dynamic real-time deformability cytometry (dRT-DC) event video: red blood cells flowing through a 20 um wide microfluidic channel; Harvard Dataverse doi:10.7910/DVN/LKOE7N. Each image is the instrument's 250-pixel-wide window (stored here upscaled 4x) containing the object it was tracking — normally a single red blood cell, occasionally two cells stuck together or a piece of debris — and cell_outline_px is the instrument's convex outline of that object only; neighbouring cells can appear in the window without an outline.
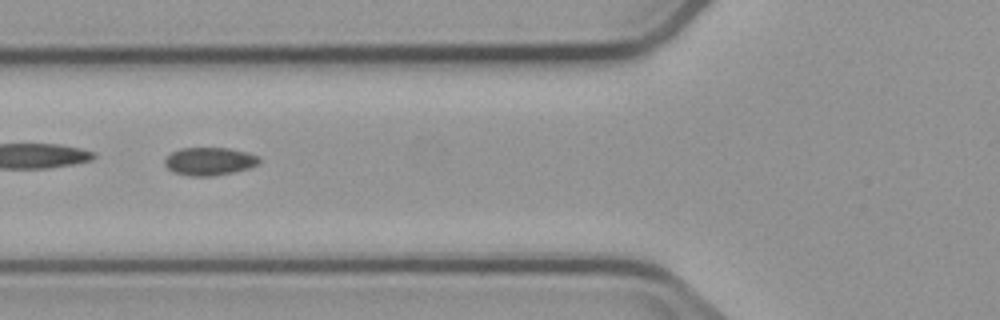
{"species": "common noctule bat (a hibernating species)", "species_latin": "Nyctalus noctula", "temperature_condition": "cold", "stored_images_in_passage": 7, "camera_frame_rate_fps": 3000, "um_per_image_px": 0.085, "animal": {"sex": "male", "body_mass_g": 23.1, "forearm_length_mm": 52.7}, "frame": {"image": 1, "passage_image": 3, "time_ms": 2.333, "image_size_px": [1000, 320], "cell_outline_px": [[260, 160], [256, 164], [248, 168], [232, 172], [212, 176], [188, 176], [172, 172], [164, 164], [164, 160], [172, 152], [180, 148], [228, 148], [248, 152], [256, 156]], "centroid_in_image_um": [17.75, 13.71], "position_along_channel_um": 108.0, "area_um2": 15.26}}
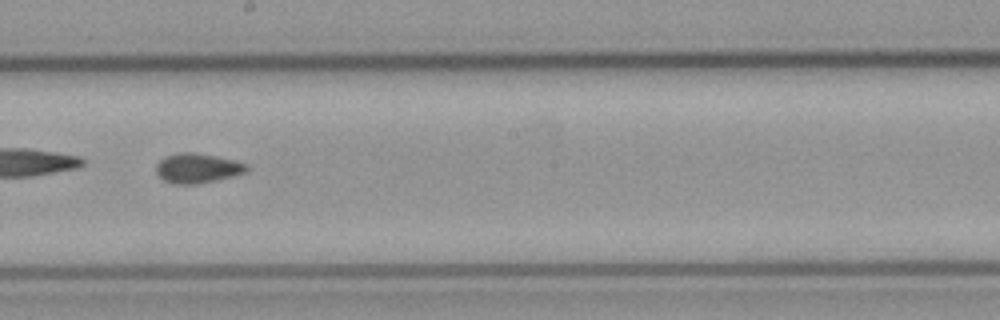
{"frame": {"image": 2, "passage_image": 6, "time_ms": 5.667, "image_size_px": [1000, 320], "cell_outline_px": [[248, 172], [216, 180], [196, 184], [172, 184], [156, 176], [156, 164], [160, 160], [168, 156], [180, 152], [192, 152], [232, 160], [248, 164]], "centroid_in_image_um": [16.75, 14.31], "position_along_channel_um": 231.4, "area_um2": 15.55}}
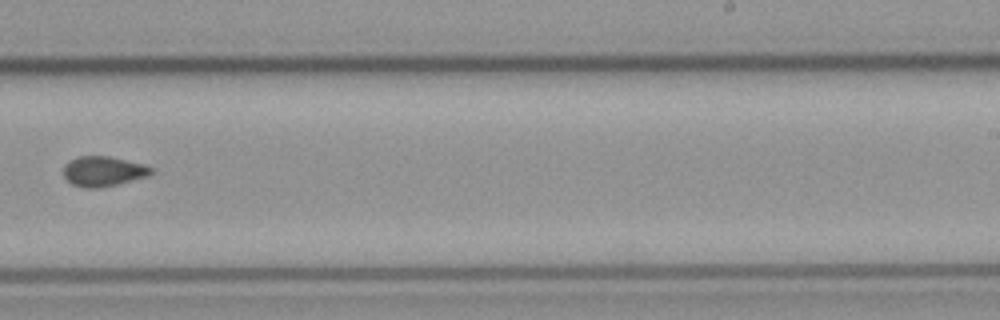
{"frame": {"image": 3, "passage_image": 7, "time_ms": 7.0, "image_size_px": [1000, 320], "cell_outline_px": [[152, 172], [148, 176], [116, 184], [96, 188], [84, 188], [72, 184], [64, 176], [64, 164], [68, 160], [80, 156], [108, 156], [144, 164], [152, 168]], "centroid_in_image_um": [8.75, 14.55], "position_along_channel_um": 280.3, "area_um2": 15.2}}